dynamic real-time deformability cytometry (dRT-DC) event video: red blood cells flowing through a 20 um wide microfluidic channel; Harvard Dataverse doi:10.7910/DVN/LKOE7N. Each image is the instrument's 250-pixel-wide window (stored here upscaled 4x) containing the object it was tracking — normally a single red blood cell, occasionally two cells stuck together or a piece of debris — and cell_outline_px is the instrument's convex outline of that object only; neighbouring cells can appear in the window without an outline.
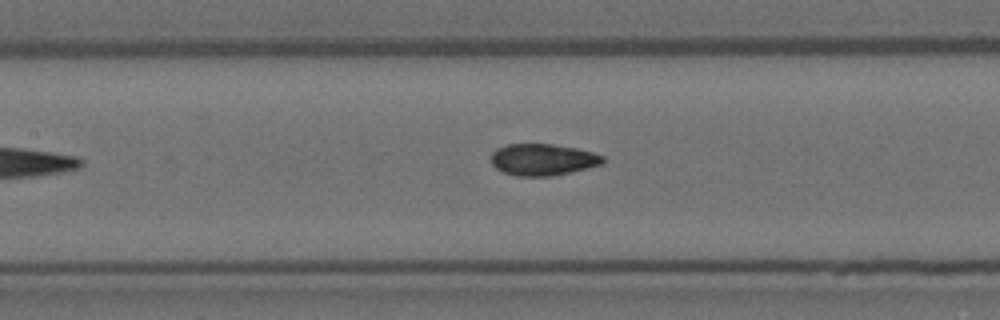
{"species": "Egyptian fruit bat (a non-hibernating species)", "species_latin": "Rousettus aegyptiacus", "temperature_condition": "room temperature", "stored_images_in_passage": 7, "segment_of_instrument_passage": [2, 2], "camera_frame_rate_fps": 3000, "um_per_image_px": 0.085, "animal": {"sex": "female"}, "frame": {"image": 1, "passage_image": 7, "time_ms": 2.0, "image_size_px": [1000, 320], "cell_outline_px": [[604, 164], [588, 168], [552, 176], [516, 176], [504, 172], [496, 168], [492, 164], [492, 152], [496, 148], [508, 144], [552, 144], [576, 148], [592, 152], [604, 156]], "centroid_in_image_um": [46.15, 13.57], "position_along_channel_um": 161.2, "area_um2": 20.63}}